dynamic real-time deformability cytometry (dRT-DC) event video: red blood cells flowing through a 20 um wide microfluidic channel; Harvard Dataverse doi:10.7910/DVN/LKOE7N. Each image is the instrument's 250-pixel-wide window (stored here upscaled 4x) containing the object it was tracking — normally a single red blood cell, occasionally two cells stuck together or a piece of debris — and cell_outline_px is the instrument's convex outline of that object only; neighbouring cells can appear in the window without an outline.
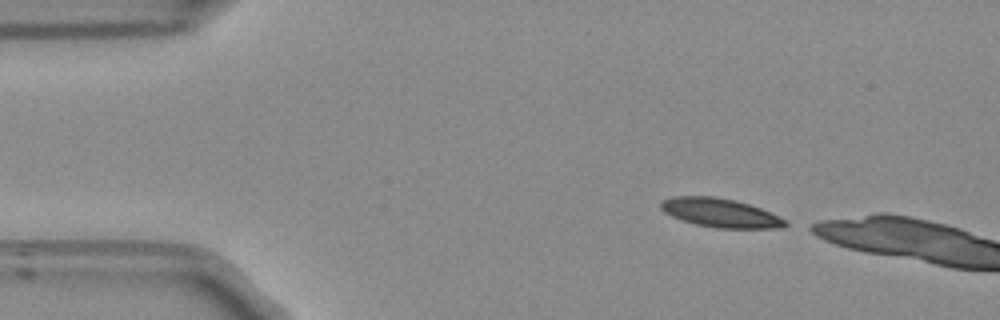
{"species": "Egyptian fruit bat (a non-hibernating species)", "species_latin": "Rousettus aegyptiacus", "temperature_condition": "room temperature", "stored_images_in_passage": 7, "camera_frame_rate_fps": 3000, "um_per_image_px": 0.085, "frame": {"image": 1, "passage_image": 1, "time_ms": 0.0, "image_size_px": [1000, 320], "cell_outline_px": [[788, 224], [784, 228], [716, 228], [696, 224], [672, 216], [664, 212], [660, 208], [660, 200], [672, 196], [716, 196], [748, 204], [760, 208], [780, 216], [788, 220]], "centroid_in_image_um": [61.24, 18.09], "position_along_channel_um": 23.8, "area_um2": 20.98}}